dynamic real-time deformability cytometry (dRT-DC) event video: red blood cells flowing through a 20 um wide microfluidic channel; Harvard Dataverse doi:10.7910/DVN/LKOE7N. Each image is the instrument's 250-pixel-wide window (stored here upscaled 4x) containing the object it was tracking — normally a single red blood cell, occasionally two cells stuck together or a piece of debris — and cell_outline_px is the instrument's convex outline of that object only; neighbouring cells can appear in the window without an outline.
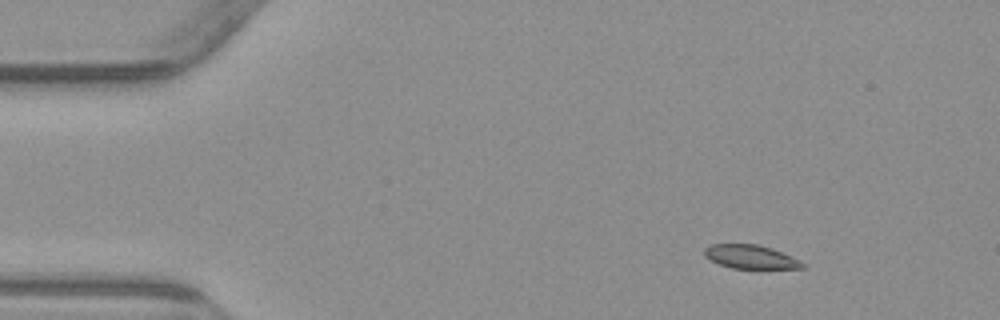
{"species": "common noctule bat (a hibernating species)", "species_latin": "Nyctalus noctula", "temperature_condition": "warm", "stored_images_in_passage": 4, "camera_frame_rate_fps": 3000, "um_per_image_px": 0.085, "animal": {"sex": "male", "body_mass_g": 23.1, "forearm_length_mm": 52.7}, "frame": {"image": 1, "passage_image": 1, "time_ms": 0.0, "image_size_px": [1000, 320], "cell_outline_px": [[804, 268], [732, 268], [720, 264], [704, 256], [704, 248], [712, 244], [756, 244], [772, 248], [800, 260], [804, 264]], "centroid_in_image_um": [63.79, 21.82], "position_along_channel_um": 21.2, "area_um2": 13.35}}
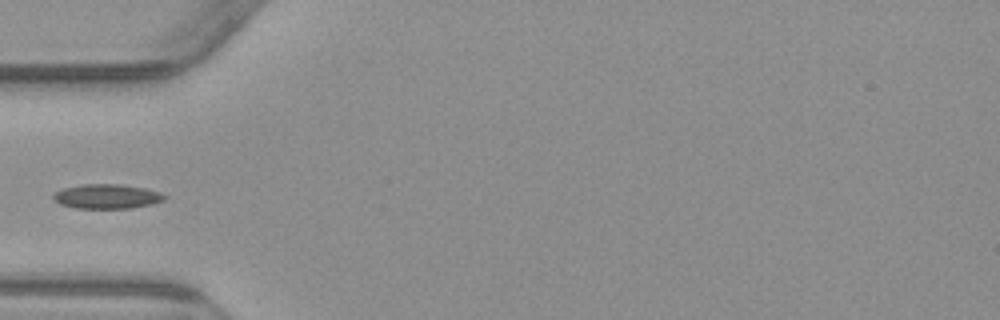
{"frame": {"image": 2, "passage_image": 4, "time_ms": 3.667, "image_size_px": [1000, 320], "cell_outline_px": [[168, 196], [164, 200], [152, 204], [132, 208], [76, 208], [60, 204], [52, 200], [52, 196], [56, 192], [64, 188], [80, 184], [120, 184], [144, 188], [160, 192]], "centroid_in_image_um": [9.09, 16.69], "position_along_channel_um": 75.9, "area_um2": 15.95}}